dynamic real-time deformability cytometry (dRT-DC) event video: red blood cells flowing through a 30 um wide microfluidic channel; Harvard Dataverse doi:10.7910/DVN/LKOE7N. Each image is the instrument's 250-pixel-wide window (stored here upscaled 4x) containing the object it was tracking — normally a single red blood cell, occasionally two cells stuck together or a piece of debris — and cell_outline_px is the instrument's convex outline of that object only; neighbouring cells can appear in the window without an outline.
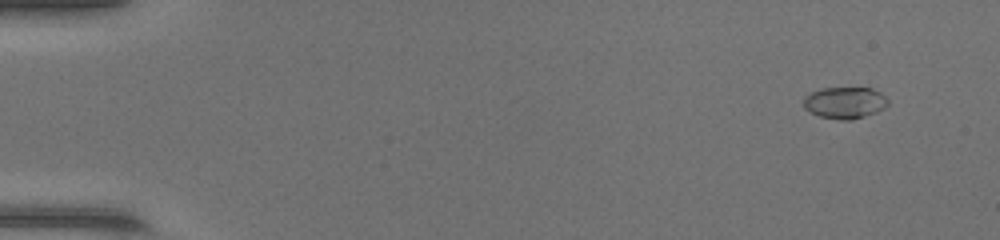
{"species": "common noctule bat (a hibernating species)", "species_latin": "Nyctalus noctula", "temperature_condition": "warm", "stored_images_in_passage": 48, "camera_frame_rate_fps": 3000, "um_per_image_px": 0.085, "animal": {"sex": "female", "body_mass_g": 17.0, "forearm_length_mm": 48.0}, "frame": {"image": 1, "passage_image": 3, "time_ms": 0.667, "image_size_px": [1000, 240], "cell_outline_px": [[888, 104], [884, 108], [876, 112], [852, 120], [840, 120], [820, 116], [804, 108], [804, 100], [812, 92], [824, 88], [872, 88], [880, 92], [888, 100]], "centroid_in_image_um": [71.85, 8.73], "position_along_channel_um": 13.2, "area_um2": 15.32}}
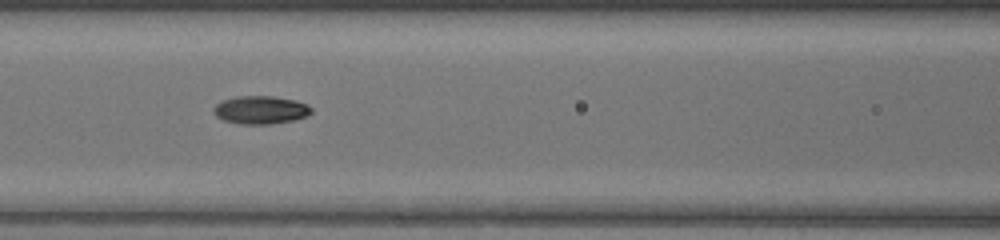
{"frame": {"image": 2, "passage_image": 22, "time_ms": 7.0, "image_size_px": [1000, 240], "cell_outline_px": [[312, 112], [308, 116], [292, 120], [268, 124], [240, 124], [224, 120], [216, 116], [212, 112], [212, 108], [216, 104], [224, 100], [236, 96], [272, 96], [296, 100], [308, 104], [312, 108]], "centroid_in_image_um": [22.15, 9.34], "position_along_channel_um": 144.4, "area_um2": 16.07}}
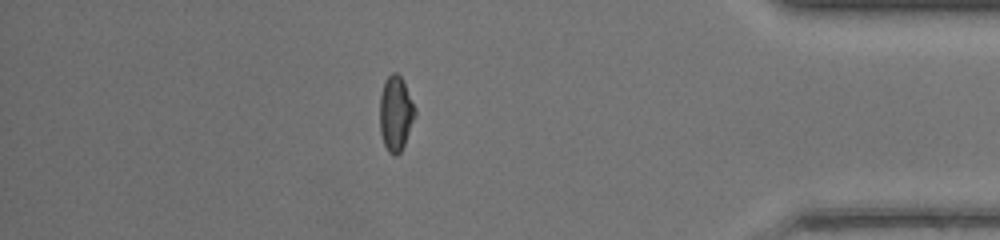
{"frame": {"image": 3, "passage_image": 42, "time_ms": 13.667, "image_size_px": [1000, 240], "cell_outline_px": [[416, 116], [404, 144], [400, 152], [396, 156], [392, 156], [388, 152], [384, 144], [380, 132], [380, 96], [384, 80], [392, 72], [396, 72], [400, 76], [416, 108]], "centroid_in_image_um": [33.63, 9.66], "position_along_channel_um": 401.6, "area_um2": 15.43}, "authors_computed_cell_mechanics": {"area_um2": 15.4326, "velocity_mm_per_s": 4.3809, "shape_relaxation_time_tau1_ms": null, "shape_relaxation_time_tau2_ms": 2.0561, "deformation_change_tau1": null, "deformation_change_tau2": 0.071}}